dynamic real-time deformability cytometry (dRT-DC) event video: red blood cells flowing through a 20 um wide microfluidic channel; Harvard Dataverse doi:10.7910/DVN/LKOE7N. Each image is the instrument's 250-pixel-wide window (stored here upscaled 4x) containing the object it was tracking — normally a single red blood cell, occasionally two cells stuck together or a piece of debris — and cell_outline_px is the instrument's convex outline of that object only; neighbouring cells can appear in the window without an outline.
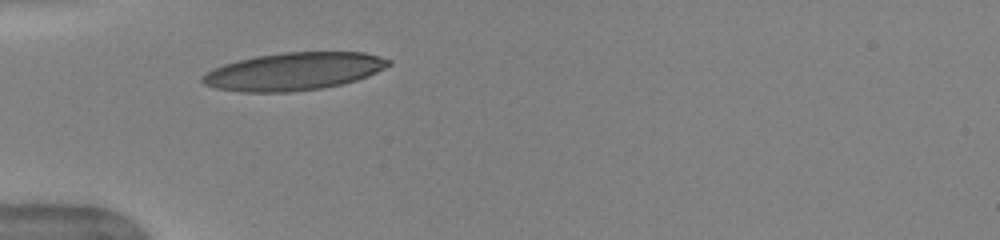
{"species": "human", "species_latin": "Homo sapiens", "temperature_condition": "warm", "stored_images_in_passage": 35, "camera_frame_rate_fps": 3000, "um_per_image_px": 0.085, "donor": {"sex": "female"}, "frame": {"image": 1, "passage_image": 1, "time_ms": 0.0, "image_size_px": [1000, 240], "cell_outline_px": [[392, 64], [368, 76], [356, 80], [340, 84], [320, 88], [288, 92], [240, 92], [216, 88], [204, 84], [200, 80], [200, 76], [212, 68], [236, 60], [256, 56], [284, 52], [364, 52], [380, 56], [392, 60]], "centroid_in_image_um": [24.94, 6.06], "position_along_channel_um": 60.1, "area_um2": 40.98}}
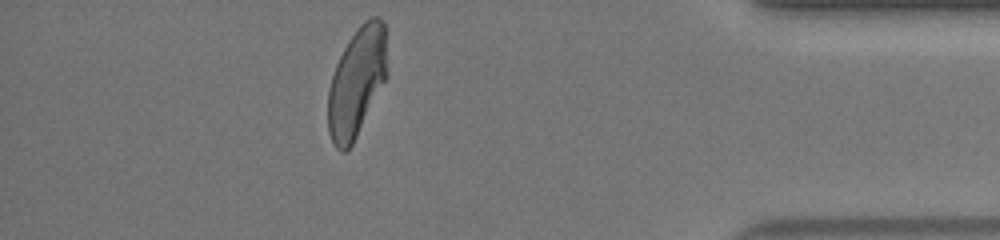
{"frame": {"image": 2, "passage_image": 30, "time_ms": 9.667, "image_size_px": [1000, 240], "cell_outline_px": [[388, 76], [352, 144], [344, 152], [340, 152], [336, 148], [328, 132], [328, 88], [336, 64], [348, 40], [360, 24], [364, 20], [372, 16], [380, 16], [384, 20], [388, 72]], "centroid_in_image_um": [30.34, 6.93], "position_along_channel_um": 404.9, "area_um2": 37.86}, "authors_computed_cell_mechanics": {"area_um2": 39.1884, "velocity_mm_per_s": 3.9849, "shape_relaxation_time_tau1_ms": 5.0078, "shape_relaxation_time_tau2_ms": 0.735, "deformation_change_tau1": 0.2237, "deformation_change_tau2": 0.0713}}